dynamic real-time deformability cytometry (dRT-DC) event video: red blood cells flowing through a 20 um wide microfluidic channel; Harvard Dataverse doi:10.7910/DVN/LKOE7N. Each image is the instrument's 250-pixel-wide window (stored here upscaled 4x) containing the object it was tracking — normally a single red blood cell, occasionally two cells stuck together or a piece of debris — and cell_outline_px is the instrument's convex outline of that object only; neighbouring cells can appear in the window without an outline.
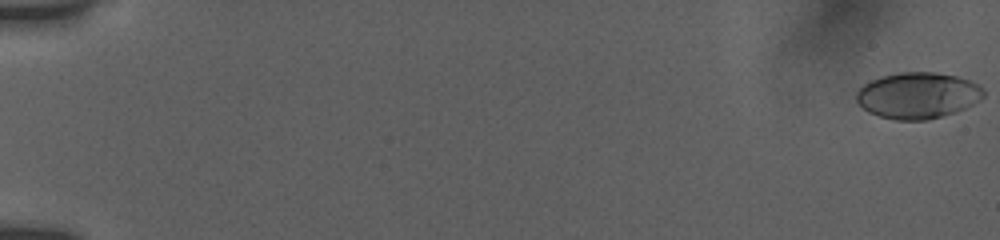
{"species": "human", "species_latin": "Homo sapiens", "temperature_condition": "room temperature", "stored_images_in_passage": 56, "camera_frame_rate_fps": 3000, "um_per_image_px": 0.085, "donor": {"sex": "female"}, "frame": {"image": 1, "passage_image": 1, "time_ms": 0.0, "image_size_px": [1000, 240], "cell_outline_px": [[984, 96], [980, 100], [964, 108], [928, 120], [896, 120], [880, 116], [868, 112], [856, 100], [856, 92], [864, 84], [872, 80], [884, 76], [900, 72], [936, 72], [956, 76], [980, 84], [984, 88]], "centroid_in_image_um": [78.02, 8.1], "position_along_channel_um": 7.0, "area_um2": 34.04}}
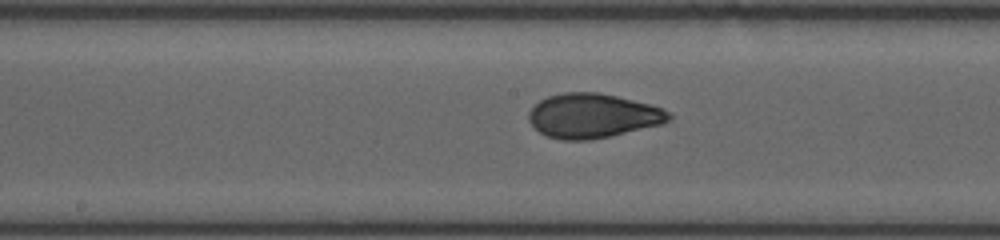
{"frame": {"image": 2, "passage_image": 31, "time_ms": 10.0, "image_size_px": [1000, 240], "cell_outline_px": [[672, 120], [664, 124], [592, 140], [560, 140], [548, 136], [532, 128], [528, 120], [528, 112], [540, 100], [548, 96], [564, 92], [600, 92], [648, 104], [660, 108], [668, 112], [672, 116]], "centroid_in_image_um": [50.36, 9.85], "position_along_channel_um": 197.8, "area_um2": 36.41}}
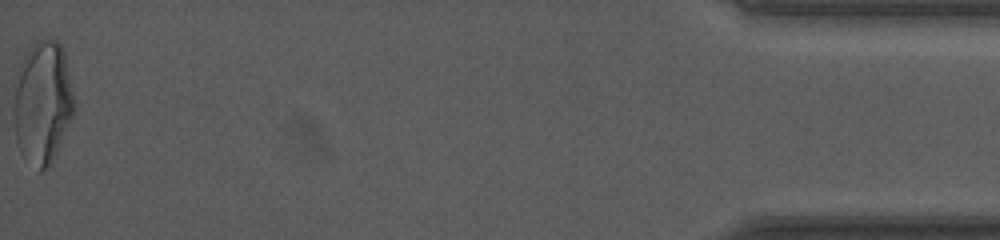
{"frame": {"image": 3, "passage_image": 56, "time_ms": 18.333, "image_size_px": [1000, 240], "cell_outline_px": [[76, 108], [52, 164], [48, 168], [40, 172], [16, 140], [16, 88], [20, 60], [32, 44], [36, 40], [44, 36], [56, 40], [60, 44], [64, 52]], "centroid_in_image_um": [3.68, 8.63], "position_along_channel_um": 431.5, "area_um2": 42.37}, "authors_computed_cell_mechanics": {"area_um2": 35.2002, "velocity_mm_per_s": 3.8429, "shape_relaxation_time_tau1_ms": 5.6477, "shape_relaxation_time_tau2_ms": 1.096, "deformation_change_tau1": 0.2001, "deformation_change_tau2": 0.0629}}